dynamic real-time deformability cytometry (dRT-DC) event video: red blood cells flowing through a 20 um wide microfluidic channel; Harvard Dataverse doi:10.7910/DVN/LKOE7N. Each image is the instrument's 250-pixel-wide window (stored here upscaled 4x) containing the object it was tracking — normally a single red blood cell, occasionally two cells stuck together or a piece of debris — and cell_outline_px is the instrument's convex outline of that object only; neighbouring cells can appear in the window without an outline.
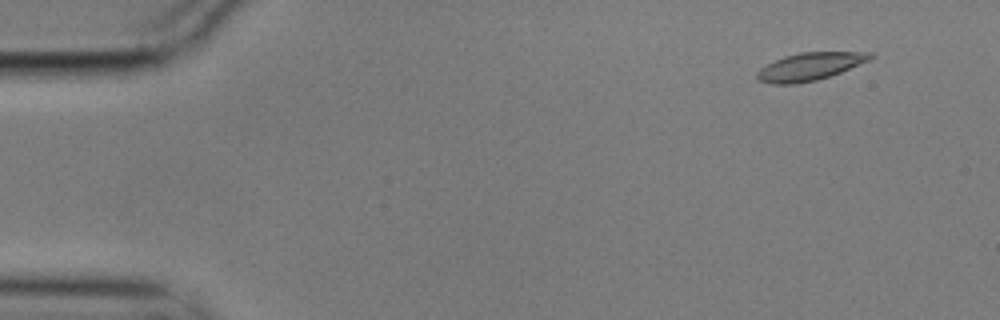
{"species": "common noctule bat (a hibernating species)", "species_latin": "Nyctalus noctula", "temperature_condition": "cold", "stored_images_in_passage": 14, "camera_frame_rate_fps": 3000, "um_per_image_px": 0.085, "animal": {"sex": "male", "body_mass_g": 17.9}, "frame": {"image": 1, "passage_image": 5, "time_ms": 1.333, "image_size_px": [1000, 320], "cell_outline_px": [[876, 56], [868, 60], [840, 72], [816, 80], [792, 84], [772, 84], [756, 80], [756, 72], [760, 68], [784, 56], [800, 52], [872, 52]], "centroid_in_image_um": [68.8, 5.65], "position_along_channel_um": 16.2, "area_um2": 18.09}}